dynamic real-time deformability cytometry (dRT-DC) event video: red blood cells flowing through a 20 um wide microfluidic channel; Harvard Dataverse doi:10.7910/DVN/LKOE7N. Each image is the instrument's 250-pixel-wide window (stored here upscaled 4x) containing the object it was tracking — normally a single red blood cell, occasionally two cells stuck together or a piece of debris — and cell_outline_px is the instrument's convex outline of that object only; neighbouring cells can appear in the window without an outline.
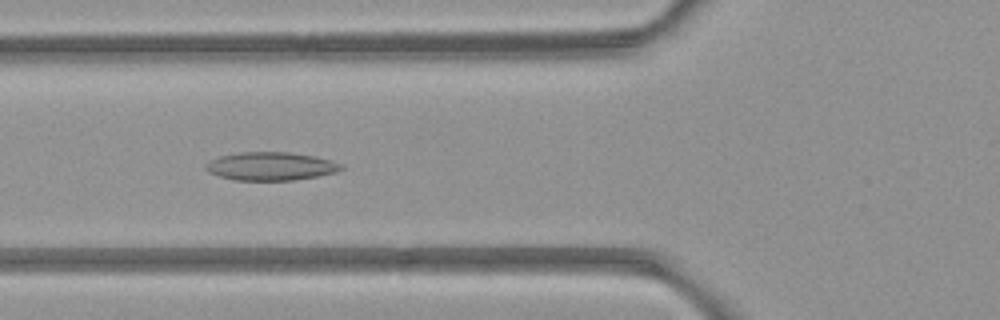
{"species": "common noctule bat (a hibernating species)", "species_latin": "Nyctalus noctula", "temperature_condition": "room temperature", "stored_images_in_passage": 8, "camera_frame_rate_fps": 3000, "um_per_image_px": 0.085, "animal": {"sex": "female", "body_mass_g": 21.9}, "frame": {"image": 1, "passage_image": 4, "time_ms": 4.333, "image_size_px": [1000, 320], "cell_outline_px": [[344, 168], [336, 172], [296, 180], [236, 180], [220, 176], [208, 172], [204, 168], [204, 164], [220, 156], [240, 152], [288, 152], [312, 156], [332, 160], [340, 164]], "centroid_in_image_um": [23.0, 14.13], "position_along_channel_um": 102.8, "area_um2": 22.14}}
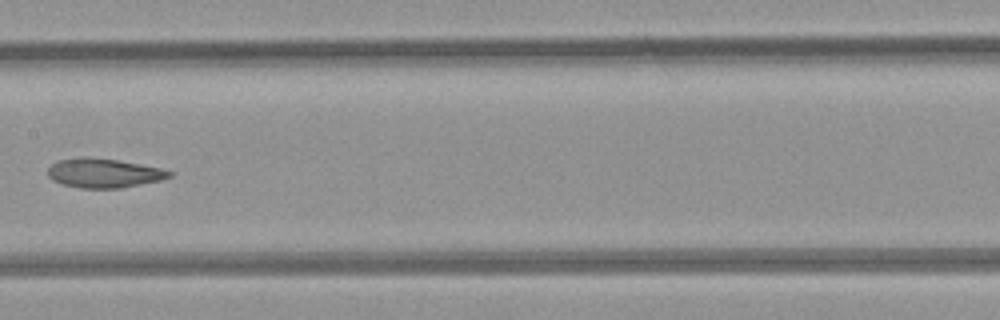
{"frame": {"image": 2, "passage_image": 6, "time_ms": 6.667, "image_size_px": [1000, 320], "cell_outline_px": [[172, 176], [160, 180], [120, 188], [80, 188], [64, 184], [52, 180], [48, 176], [48, 168], [52, 164], [60, 160], [116, 160], [160, 168], [172, 172]], "centroid_in_image_um": [8.86, 14.76], "position_along_channel_um": 198.5, "area_um2": 19.59}}
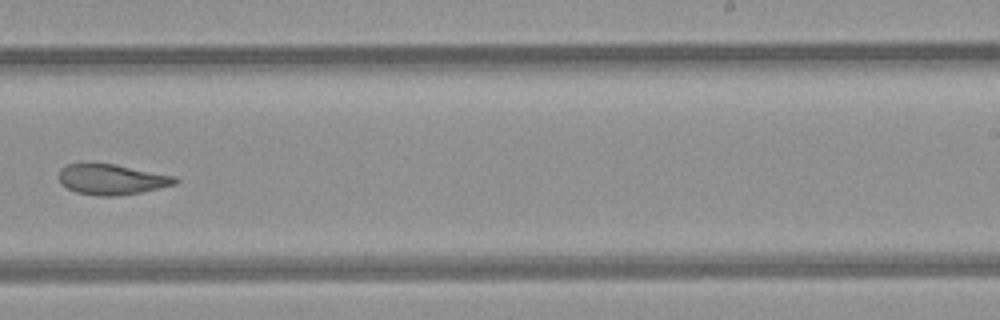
{"frame": {"image": 3, "passage_image": 8, "time_ms": 8.667, "image_size_px": [1000, 320], "cell_outline_px": [[180, 180], [176, 184], [140, 192], [116, 196], [96, 196], [76, 192], [68, 188], [60, 180], [60, 168], [68, 164], [84, 160], [88, 160], [116, 164], [176, 176]], "centroid_in_image_um": [9.48, 15.2], "position_along_channel_um": 279.5, "area_um2": 21.21}}